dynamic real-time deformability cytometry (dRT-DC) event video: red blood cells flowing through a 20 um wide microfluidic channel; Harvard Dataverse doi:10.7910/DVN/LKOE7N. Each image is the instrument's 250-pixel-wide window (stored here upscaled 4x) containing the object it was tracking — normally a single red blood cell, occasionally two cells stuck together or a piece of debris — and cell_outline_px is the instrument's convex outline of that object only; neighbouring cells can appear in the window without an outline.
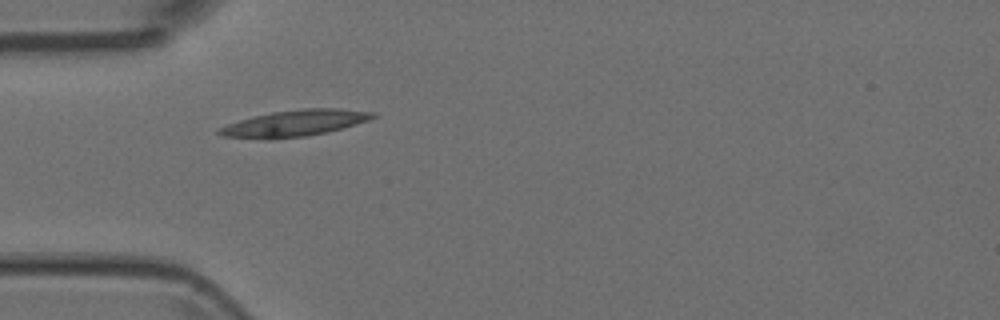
{"species": "Egyptian fruit bat (a non-hibernating species)", "species_latin": "Rousettus aegyptiacus", "temperature_condition": "room temperature", "stored_images_in_passage": 3, "camera_frame_rate_fps": 3000, "um_per_image_px": 0.085, "animal": {"sex": "female"}, "frame": {"image": 1, "passage_image": 2, "time_ms": 0.333, "image_size_px": [1000, 320], "cell_outline_px": [[376, 116], [368, 120], [340, 128], [324, 132], [304, 136], [224, 136], [216, 132], [220, 128], [228, 124], [252, 116], [272, 112], [300, 108], [336, 108], [376, 112]], "centroid_in_image_um": [25.14, 10.4], "position_along_channel_um": 59.9, "area_um2": 22.2}}
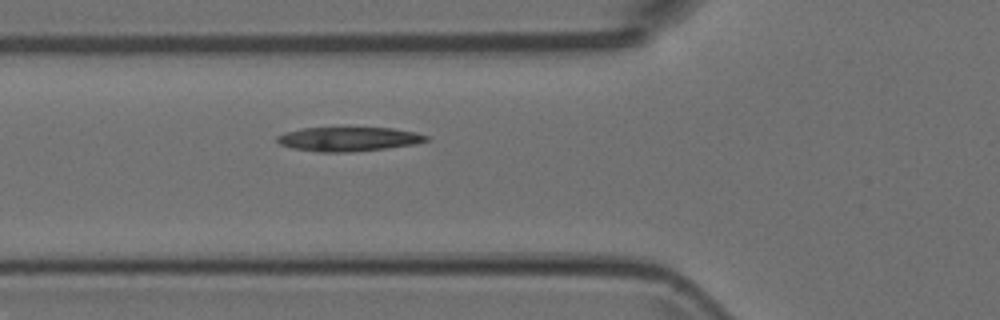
{"frame": {"image": 2, "passage_image": 3, "time_ms": 0.667, "image_size_px": [1000, 320], "cell_outline_px": [[432, 140], [416, 144], [388, 148], [348, 152], [320, 152], [292, 148], [280, 144], [276, 140], [276, 136], [284, 132], [300, 128], [392, 128], [416, 132], [428, 136]], "centroid_in_image_um": [29.65, 11.82], "position_along_channel_um": 96.2, "area_um2": 21.15}}